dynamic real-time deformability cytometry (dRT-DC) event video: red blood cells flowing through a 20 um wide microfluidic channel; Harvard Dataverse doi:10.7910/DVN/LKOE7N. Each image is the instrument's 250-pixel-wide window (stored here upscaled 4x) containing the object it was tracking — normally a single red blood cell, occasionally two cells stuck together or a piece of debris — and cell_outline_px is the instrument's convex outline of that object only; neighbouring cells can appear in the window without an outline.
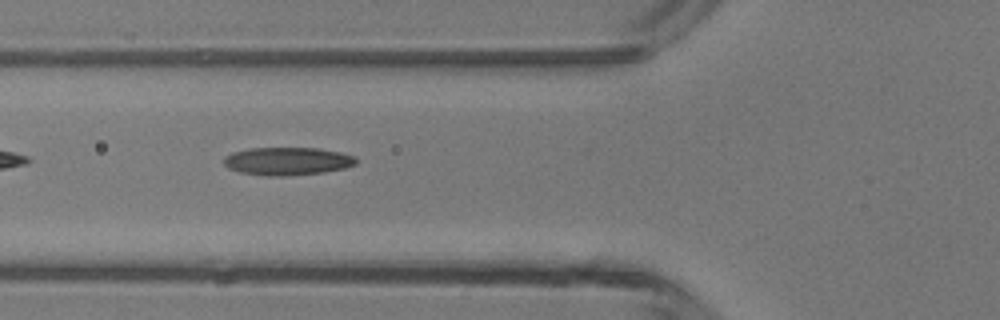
{"species": "common noctule bat (a hibernating species)", "species_latin": "Nyctalus noctula", "temperature_condition": "room temperature", "stored_images_in_passage": 30, "camera_frame_rate_fps": 3000, "um_per_image_px": 0.085, "animal": {"sex": "male", "body_mass_g": 13.3}, "frame": {"image": 1, "passage_image": 4, "time_ms": 1.0, "image_size_px": [1000, 320], "cell_outline_px": [[356, 164], [344, 168], [324, 172], [288, 176], [268, 176], [240, 172], [228, 168], [224, 164], [224, 156], [232, 152], [248, 148], [320, 148], [340, 152], [356, 156]], "centroid_in_image_um": [24.42, 13.69], "position_along_channel_um": 101.4, "area_um2": 21.68}}
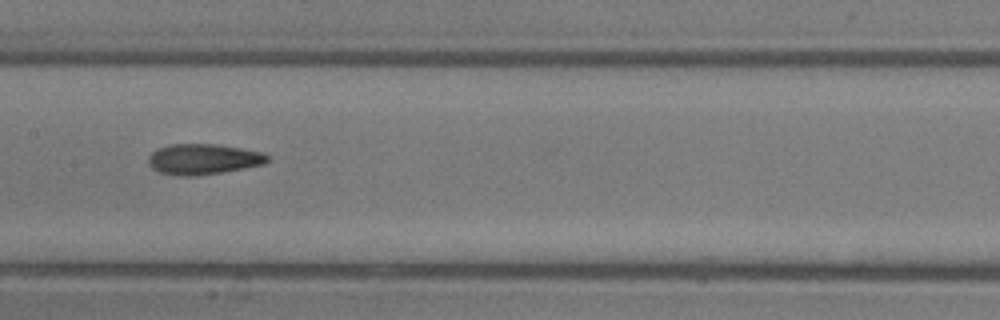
{"frame": {"image": 2, "passage_image": 10, "time_ms": 3.0, "image_size_px": [1000, 320], "cell_outline_px": [[268, 160], [264, 164], [244, 168], [220, 172], [192, 176], [176, 176], [160, 172], [152, 168], [148, 164], [148, 156], [156, 148], [168, 144], [216, 144], [264, 152], [268, 156]], "centroid_in_image_um": [17.24, 13.52], "position_along_channel_um": 190.2, "area_um2": 21.27}}
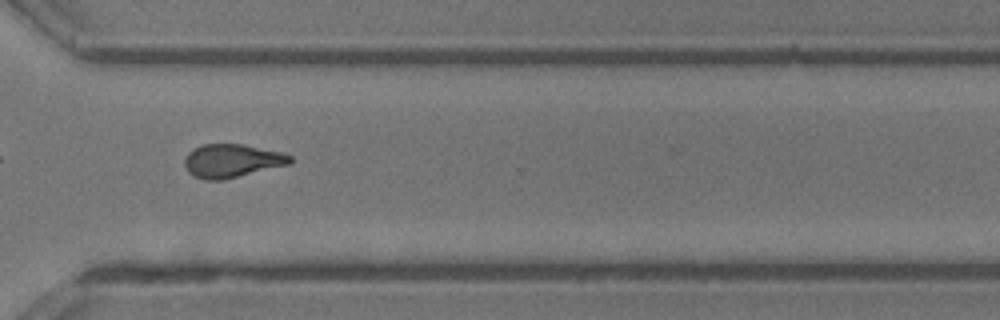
{"frame": {"image": 3, "passage_image": 21, "time_ms": 6.667, "image_size_px": [1000, 320], "cell_outline_px": [[292, 164], [224, 180], [204, 180], [188, 172], [184, 164], [184, 160], [188, 152], [192, 148], [204, 144], [240, 144], [280, 152], [292, 156]], "centroid_in_image_um": [19.71, 13.68], "position_along_channel_um": 350.9, "area_um2": 20.63}, "authors_computed_cell_mechanics": {"area_um2": 20.4323, "velocity_mm_per_s": 4.3952, "shape_relaxation_time_tau1_ms": 5.4454, "shape_relaxation_time_tau2_ms": 2.5647, "deformation_change_tau1": 0.1878, "deformation_change_tau2": 0.1145}}